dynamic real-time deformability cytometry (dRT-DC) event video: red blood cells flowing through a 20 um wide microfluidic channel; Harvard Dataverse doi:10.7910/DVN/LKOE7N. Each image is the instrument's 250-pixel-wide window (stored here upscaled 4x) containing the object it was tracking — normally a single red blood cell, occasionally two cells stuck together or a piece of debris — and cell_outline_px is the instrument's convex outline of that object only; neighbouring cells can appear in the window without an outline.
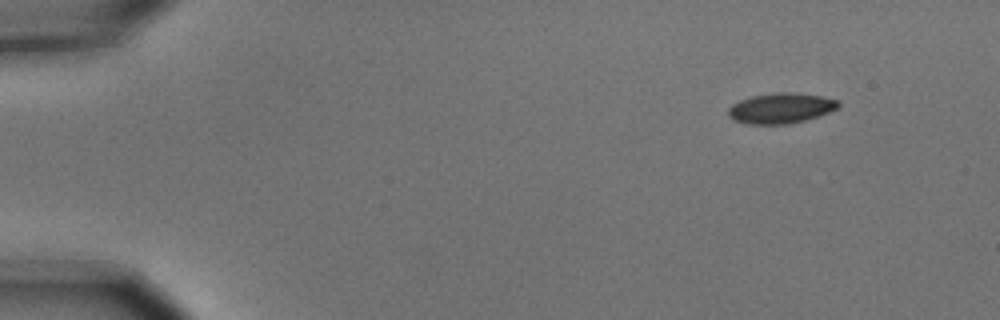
{"species": "common noctule bat (a hibernating species)", "species_latin": "Nyctalus noctula", "temperature_condition": "cold", "stored_images_in_passage": 5, "camera_frame_rate_fps": 3000, "um_per_image_px": 0.085, "animal": {"sex": "male", "body_mass_g": 15.6}, "frame": {"image": 1, "passage_image": 1, "time_ms": 0.0, "image_size_px": [1000, 320], "cell_outline_px": [[840, 104], [836, 108], [820, 116], [788, 124], [748, 124], [732, 120], [728, 116], [728, 108], [732, 104], [740, 100], [752, 96], [776, 92], [788, 92], [820, 96], [836, 100]], "centroid_in_image_um": [66.32, 9.2], "position_along_channel_um": 18.7, "area_um2": 19.36}}
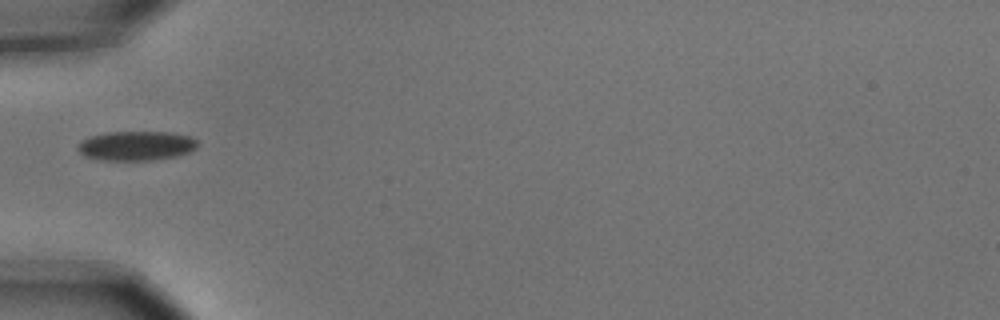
{"frame": {"image": 2, "passage_image": 5, "time_ms": 1.333, "image_size_px": [1000, 320], "cell_outline_px": [[200, 144], [196, 148], [188, 152], [176, 156], [148, 160], [100, 160], [88, 156], [80, 152], [76, 148], [88, 136], [104, 132], [168, 132], [188, 136], [196, 140]], "centroid_in_image_um": [11.58, 12.38], "position_along_channel_um": 73.4, "area_um2": 20.35}}